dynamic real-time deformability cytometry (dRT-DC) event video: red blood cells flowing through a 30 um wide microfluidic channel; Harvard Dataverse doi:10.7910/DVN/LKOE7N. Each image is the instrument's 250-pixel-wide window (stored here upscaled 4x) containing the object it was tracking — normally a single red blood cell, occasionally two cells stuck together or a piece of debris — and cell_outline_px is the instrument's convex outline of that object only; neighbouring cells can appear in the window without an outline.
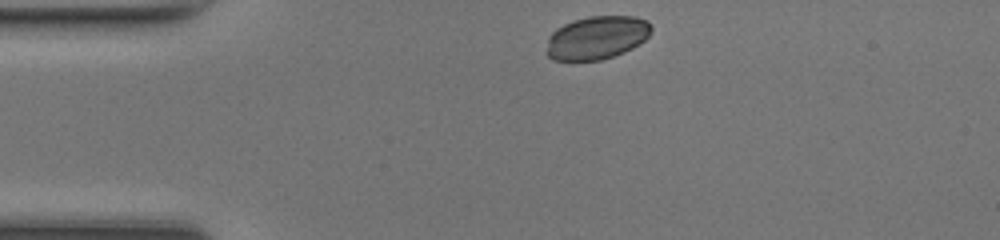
{"species": "common noctule bat (a hibernating species)", "species_latin": "Nyctalus noctula", "temperature_condition": "room temperature", "stored_images_in_passage": 39, "camera_frame_rate_fps": 3000, "um_per_image_px": 0.085, "animal": {"sex": "female", "body_mass_g": 17.0, "forearm_length_mm": 48.0}, "frame": {"image": 1, "passage_image": 1, "time_ms": 0.0, "image_size_px": [1000, 240], "cell_outline_px": [[652, 32], [640, 44], [624, 52], [600, 60], [552, 60], [544, 52], [548, 36], [556, 28], [572, 20], [588, 16], [636, 16], [648, 20], [652, 24]], "centroid_in_image_um": [50.72, 3.19], "position_along_channel_um": 34.3, "area_um2": 26.88}}
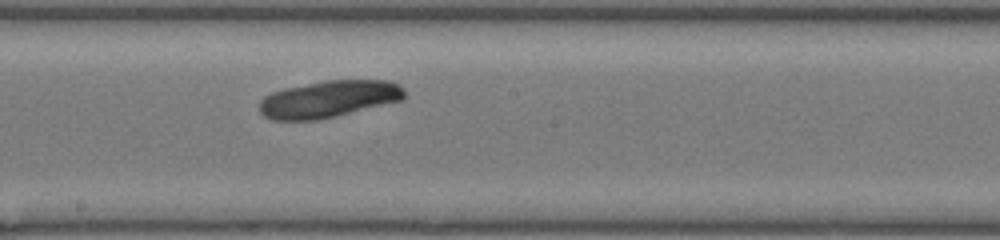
{"frame": {"image": 2, "passage_image": 17, "time_ms": 5.333, "image_size_px": [1000, 240], "cell_outline_px": [[404, 96], [400, 100], [316, 120], [272, 120], [264, 116], [260, 112], [260, 100], [264, 96], [272, 92], [284, 88], [324, 80], [388, 80], [400, 84], [404, 88]], "centroid_in_image_um": [27.9, 8.4], "position_along_channel_um": 220.3, "area_um2": 30.92}}
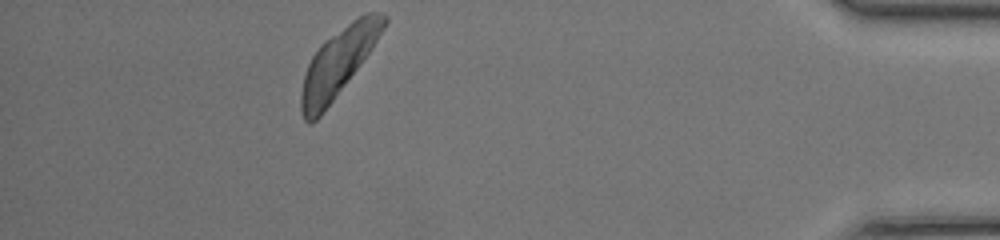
{"frame": {"image": 3, "passage_image": 34, "time_ms": 11.0, "image_size_px": [1000, 240], "cell_outline_px": [[388, 20], [384, 28], [372, 48], [320, 116], [312, 124], [308, 124], [304, 120], [300, 112], [300, 92], [304, 76], [308, 64], [312, 56], [320, 44], [324, 40], [352, 20], [364, 12], [376, 12], [388, 16]], "centroid_in_image_um": [28.71, 5.31], "position_along_channel_um": 406.5, "area_um2": 32.19}}